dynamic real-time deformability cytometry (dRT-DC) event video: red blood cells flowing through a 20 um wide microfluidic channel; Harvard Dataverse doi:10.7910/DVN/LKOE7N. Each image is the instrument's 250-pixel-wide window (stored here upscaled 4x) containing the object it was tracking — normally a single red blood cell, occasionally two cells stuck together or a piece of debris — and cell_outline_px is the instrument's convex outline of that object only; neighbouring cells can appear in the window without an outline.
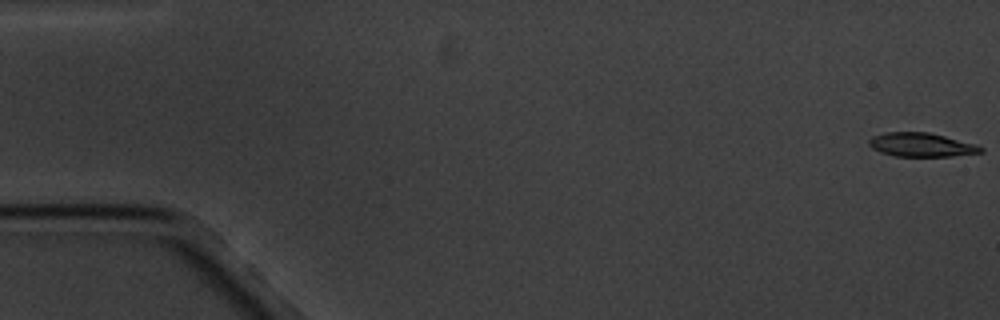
{"species": "common noctule bat (a hibernating species)", "species_latin": "Nyctalus noctula", "temperature_condition": "cold", "stored_images_in_passage": 5, "camera_frame_rate_fps": 3000, "um_per_image_px": 0.085, "animal": {"sex": "male", "body_mass_g": 20.1, "forearm_length_mm": 53.5}, "frame": {"image": 1, "passage_image": 1, "time_ms": 0.0, "image_size_px": [1000, 320], "cell_outline_px": [[984, 152], [952, 156], [892, 156], [880, 152], [872, 148], [868, 144], [868, 140], [872, 136], [884, 132], [928, 132], [976, 144], [984, 148]], "centroid_in_image_um": [78.29, 12.31], "position_along_channel_um": 6.7, "area_um2": 15.61}}